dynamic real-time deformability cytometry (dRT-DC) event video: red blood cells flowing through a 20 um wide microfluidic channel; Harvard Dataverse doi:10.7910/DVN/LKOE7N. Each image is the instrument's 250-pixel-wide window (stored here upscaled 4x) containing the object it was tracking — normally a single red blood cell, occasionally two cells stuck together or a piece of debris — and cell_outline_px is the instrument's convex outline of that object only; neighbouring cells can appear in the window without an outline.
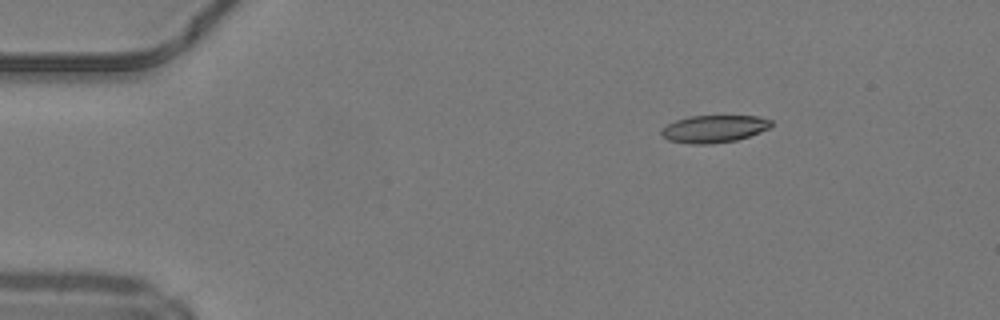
{"species": "common noctule bat (a hibernating species)", "species_latin": "Nyctalus noctula", "temperature_condition": "warm", "stored_images_in_passage": 43, "camera_frame_rate_fps": 3000, "um_per_image_px": 0.085, "animal": {"sex": "male", "body_mass_g": 19.2, "forearm_length_mm": 51.8}, "frame": {"image": 1, "passage_image": 1, "time_ms": 0.0, "image_size_px": [1000, 320], "cell_outline_px": [[772, 124], [768, 128], [760, 132], [736, 140], [712, 144], [692, 144], [668, 140], [660, 132], [668, 124], [676, 120], [688, 116], [756, 116], [772, 120]], "centroid_in_image_um": [60.69, 10.95], "position_along_channel_um": 24.3, "area_um2": 17.34}}
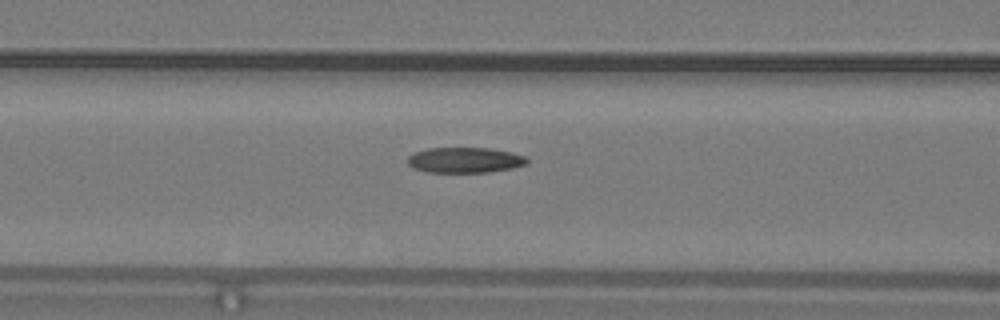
{"frame": {"image": 2, "passage_image": 14, "time_ms": 4.333, "image_size_px": [1000, 320], "cell_outline_px": [[528, 164], [512, 168], [488, 172], [428, 172], [412, 168], [408, 164], [408, 156], [416, 152], [428, 148], [488, 148], [512, 152], [524, 156], [528, 160]], "centroid_in_image_um": [39.52, 13.61], "position_along_channel_um": 127.1, "area_um2": 17.69}}
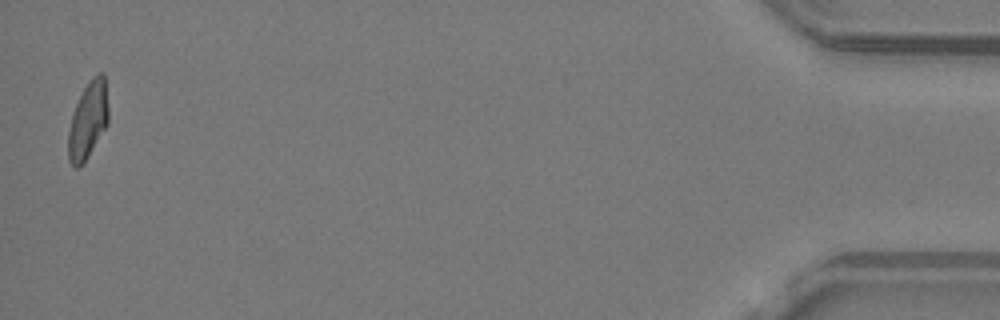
{"frame": {"image": 3, "passage_image": 42, "time_ms": 13.667, "image_size_px": [1000, 320], "cell_outline_px": [[108, 124], [84, 164], [76, 168], [68, 160], [68, 132], [72, 112], [88, 80], [92, 76], [100, 72], [104, 72], [108, 108]], "centroid_in_image_um": [7.48, 10.23], "position_along_channel_um": 427.7, "area_um2": 18.21}, "authors_computed_cell_mechanics": {"area_um2": 18.2648, "velocity_mm_per_s": 4.2204, "shape_relaxation_time_tau1_ms": null, "shape_relaxation_time_tau2_ms": 2.5322, "deformation_change_tau1": null, "deformation_change_tau2": 0.0986}}